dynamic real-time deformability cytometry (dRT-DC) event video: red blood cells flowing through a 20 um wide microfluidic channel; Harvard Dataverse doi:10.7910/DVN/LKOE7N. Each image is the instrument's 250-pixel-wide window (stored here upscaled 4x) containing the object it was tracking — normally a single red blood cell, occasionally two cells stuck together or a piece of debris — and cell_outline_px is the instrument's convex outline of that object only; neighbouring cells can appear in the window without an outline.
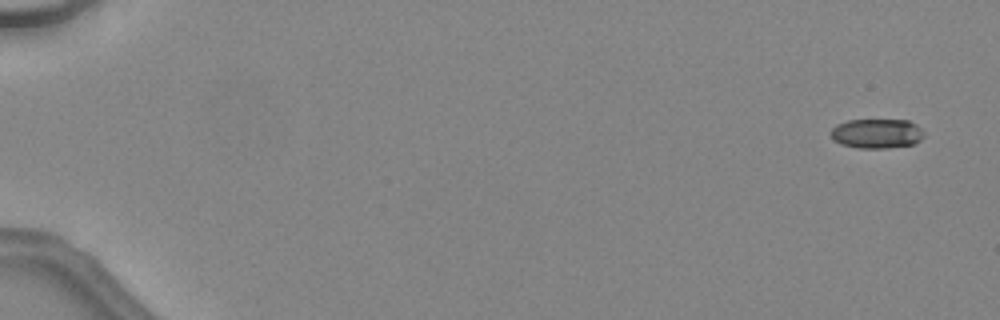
{"species": "common noctule bat (a hibernating species)", "species_latin": "Nyctalus noctula", "temperature_condition": "warm", "stored_images_in_passage": 46, "camera_frame_rate_fps": 3000, "um_per_image_px": 0.085, "animal": {"sex": "female", "body_mass_g": 24.6, "forearm_length_mm": 56.2}, "frame": {"image": 1, "passage_image": 1, "time_ms": 0.0, "image_size_px": [1000, 320], "cell_outline_px": [[924, 136], [920, 140], [912, 144], [888, 148], [860, 148], [840, 144], [828, 132], [836, 124], [848, 120], [908, 120], [916, 124], [924, 132]], "centroid_in_image_um": [74.52, 11.34], "position_along_channel_um": 10.5, "area_um2": 16.07}}
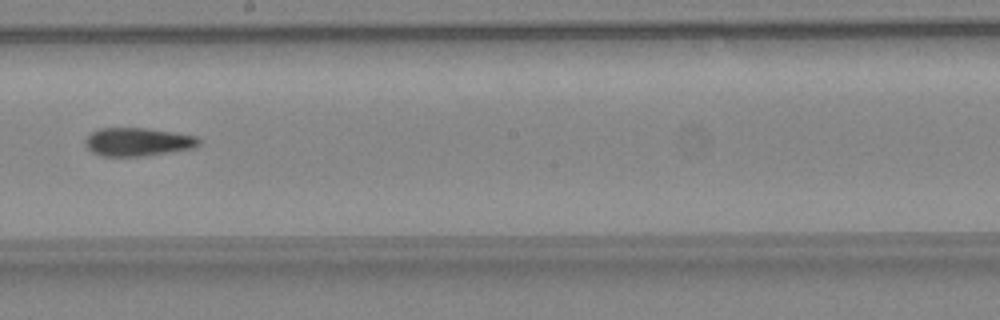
{"frame": {"image": 2, "passage_image": 28, "time_ms": 9.0, "image_size_px": [1000, 320], "cell_outline_px": [[200, 144], [196, 148], [144, 156], [100, 156], [92, 152], [88, 148], [84, 140], [92, 132], [100, 128], [144, 128], [172, 132], [196, 136], [200, 140]], "centroid_in_image_um": [11.72, 12.07], "position_along_channel_um": 236.5, "area_um2": 18.73}}
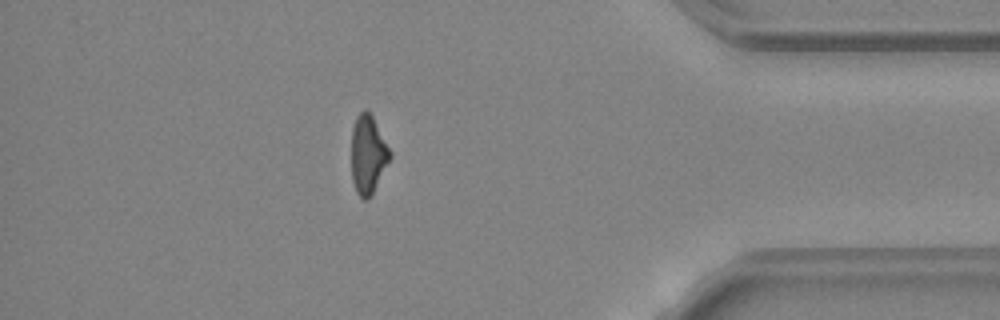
{"frame": {"image": 3, "passage_image": 41, "time_ms": 13.333, "image_size_px": [1000, 320], "cell_outline_px": [[392, 156], [372, 196], [368, 200], [364, 200], [356, 192], [352, 180], [352, 128], [356, 116], [364, 108], [372, 116], [392, 152]], "centroid_in_image_um": [31.29, 13.16], "position_along_channel_um": 403.9, "area_um2": 17.8}, "authors_computed_cell_mechanics": {"area_um2": 18.1781, "velocity_mm_per_s": 4.5617, "shape_relaxation_time_tau1_ms": null, "shape_relaxation_time_tau2_ms": 6.4811, "deformation_change_tau1": null, "deformation_change_tau2": 0.1763}}